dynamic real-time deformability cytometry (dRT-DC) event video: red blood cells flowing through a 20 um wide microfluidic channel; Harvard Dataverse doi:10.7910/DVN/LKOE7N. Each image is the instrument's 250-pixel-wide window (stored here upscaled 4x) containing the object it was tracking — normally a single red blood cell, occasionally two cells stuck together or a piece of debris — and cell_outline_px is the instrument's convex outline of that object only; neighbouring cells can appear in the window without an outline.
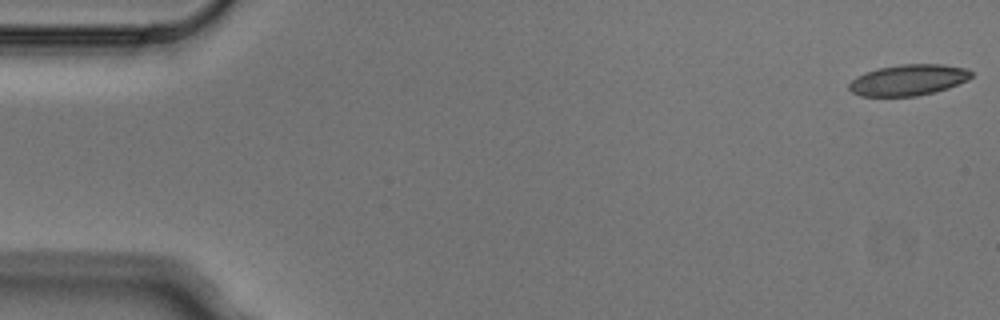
{"species": "Egyptian fruit bat (a non-hibernating species)", "species_latin": "Rousettus aegyptiacus", "temperature_condition": "cold", "stored_images_in_passage": 5, "camera_frame_rate_fps": 3000, "um_per_image_px": 0.085, "animal": {"sex": "male"}, "frame": {"image": 1, "passage_image": 1, "time_ms": 0.0, "image_size_px": [1000, 320], "cell_outline_px": [[972, 76], [968, 80], [948, 88], [916, 96], [860, 96], [852, 92], [848, 88], [848, 84], [856, 76], [864, 72], [880, 68], [900, 64], [944, 64], [968, 68], [972, 72]], "centroid_in_image_um": [77.21, 6.79], "position_along_channel_um": 7.8, "area_um2": 22.2}}
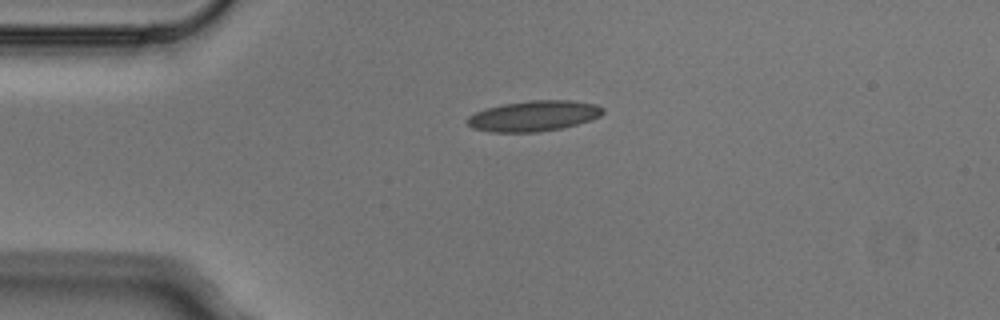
{"frame": {"image": 2, "passage_image": 4, "time_ms": 1.0, "image_size_px": [1000, 320], "cell_outline_px": [[604, 112], [600, 116], [576, 124], [560, 128], [536, 132], [492, 132], [472, 128], [464, 120], [468, 116], [484, 108], [504, 104], [532, 100], [572, 100], [596, 104], [604, 108]], "centroid_in_image_um": [45.34, 9.85], "position_along_channel_um": 39.7, "area_um2": 24.1}}